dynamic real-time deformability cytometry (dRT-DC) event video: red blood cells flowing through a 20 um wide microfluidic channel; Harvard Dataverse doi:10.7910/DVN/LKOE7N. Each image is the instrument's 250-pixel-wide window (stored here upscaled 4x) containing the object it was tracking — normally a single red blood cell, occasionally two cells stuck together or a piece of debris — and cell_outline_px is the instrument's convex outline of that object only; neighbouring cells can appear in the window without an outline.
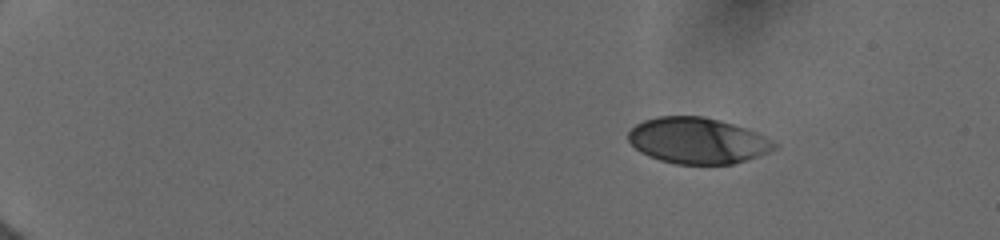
{"species": "human", "species_latin": "Homo sapiens", "temperature_condition": "cold", "stored_images_in_passage": 15, "camera_frame_rate_fps": 3000, "um_per_image_px": 0.085, "donor": {"sex": "female"}, "frame": {"image": 1, "passage_image": 1, "time_ms": 0.0, "image_size_px": [1000, 240], "cell_outline_px": [[780, 144], [776, 148], [768, 152], [732, 164], [676, 164], [660, 160], [648, 156], [640, 152], [628, 140], [628, 132], [636, 124], [644, 120], [656, 116], [704, 116], [720, 120], [756, 132]], "centroid_in_image_um": [59.27, 11.95], "position_along_channel_um": 25.7, "area_um2": 39.07}}
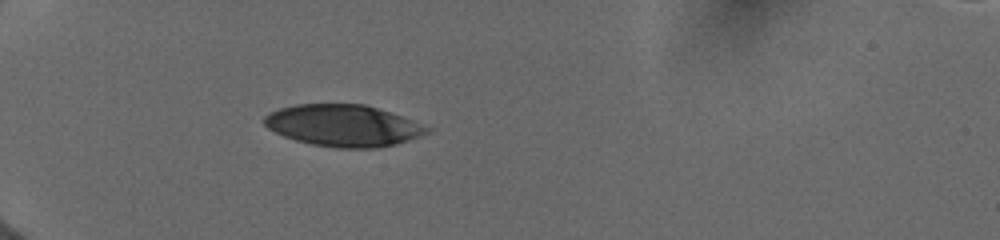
{"frame": {"image": 2, "passage_image": 11, "time_ms": 3.333, "image_size_px": [1000, 240], "cell_outline_px": [[432, 128], [428, 132], [420, 136], [396, 144], [376, 148], [340, 148], [312, 144], [296, 140], [284, 136], [268, 128], [264, 124], [264, 116], [280, 108], [296, 104], [364, 104], [400, 116]], "centroid_in_image_um": [29.17, 10.67], "position_along_channel_um": 55.8, "area_um2": 39.07}}
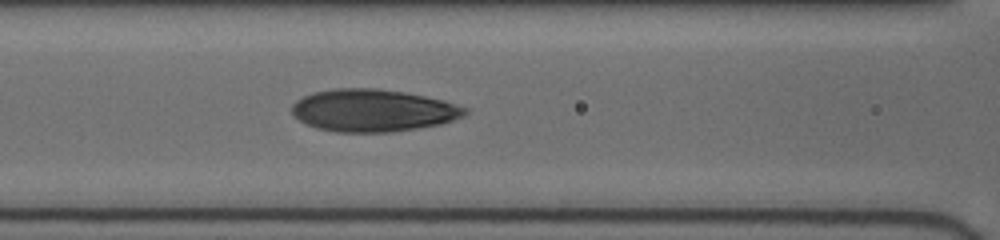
{"frame": {"image": 3, "passage_image": 15, "time_ms": 6.0, "image_size_px": [1000, 240], "cell_outline_px": [[468, 112], [464, 116], [440, 124], [392, 132], [336, 132], [316, 128], [300, 120], [292, 112], [292, 104], [296, 100], [312, 92], [332, 88], [376, 88], [404, 92], [444, 100], [468, 108]], "centroid_in_image_um": [31.7, 9.38], "position_along_channel_um": 134.9, "area_um2": 42.71}}